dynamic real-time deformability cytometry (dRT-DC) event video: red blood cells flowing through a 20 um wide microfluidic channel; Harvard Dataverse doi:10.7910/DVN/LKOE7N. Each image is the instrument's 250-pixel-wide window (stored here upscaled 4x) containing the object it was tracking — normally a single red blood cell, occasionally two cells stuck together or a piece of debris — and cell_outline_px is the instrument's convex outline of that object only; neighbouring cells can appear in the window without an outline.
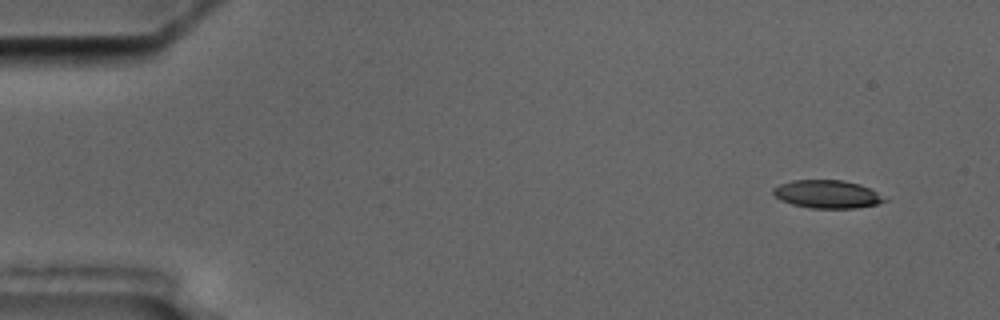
{"species": "common noctule bat (a hibernating species)", "species_latin": "Nyctalus noctula", "temperature_condition": "cold", "stored_images_in_passage": 5, "camera_frame_rate_fps": 3000, "um_per_image_px": 0.085, "animal": {"sex": "male", "body_mass_g": 17.5, "forearm_length_mm": 52.3}, "frame": {"image": 1, "passage_image": 2, "time_ms": 1.333, "image_size_px": [1000, 320], "cell_outline_px": [[888, 200], [876, 204], [856, 208], [812, 208], [792, 204], [780, 200], [772, 192], [772, 188], [780, 184], [792, 180], [844, 180], [860, 184], [876, 192]], "centroid_in_image_um": [70.28, 16.5], "position_along_channel_um": 14.7, "area_um2": 18.09}}
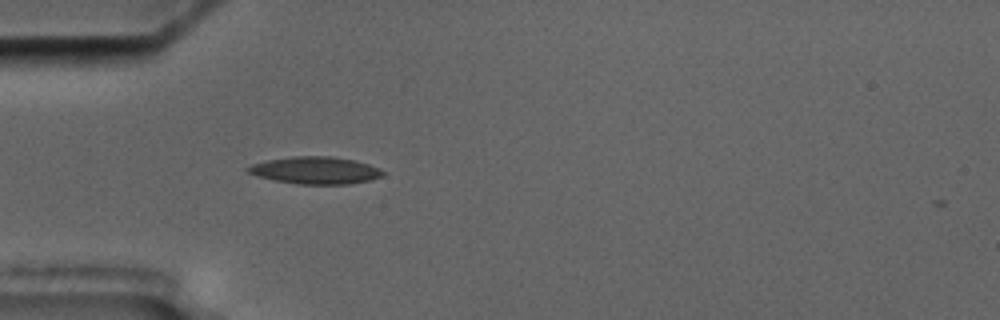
{"frame": {"image": 2, "passage_image": 5, "time_ms": 5.667, "image_size_px": [1000, 320], "cell_outline_px": [[384, 176], [372, 180], [348, 184], [300, 184], [276, 180], [256, 176], [248, 172], [244, 168], [252, 164], [268, 160], [296, 156], [328, 156], [356, 160], [380, 168], [384, 172]], "centroid_in_image_um": [26.84, 14.48], "position_along_channel_um": 58.2, "area_um2": 21.39}}